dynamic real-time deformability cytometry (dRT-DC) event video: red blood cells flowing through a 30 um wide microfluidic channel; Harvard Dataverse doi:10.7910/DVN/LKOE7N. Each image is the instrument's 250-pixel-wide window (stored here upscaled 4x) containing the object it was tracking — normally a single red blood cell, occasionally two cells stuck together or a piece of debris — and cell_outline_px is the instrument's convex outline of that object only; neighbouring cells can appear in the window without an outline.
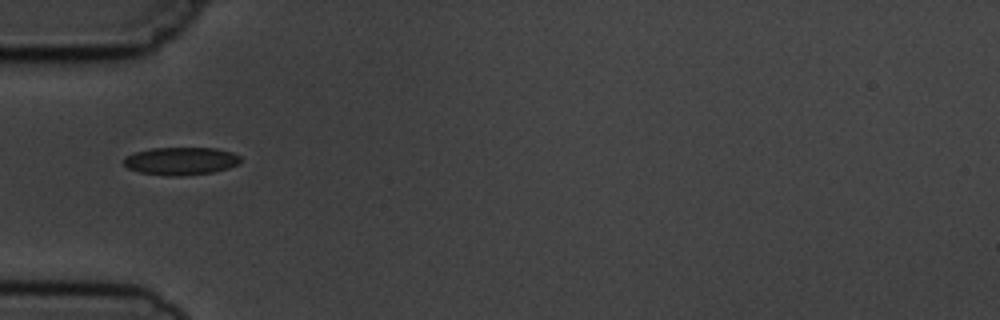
{"species": "common noctule bat (a hibernating species)", "species_latin": "Nyctalus noctula", "temperature_condition": "cold", "stored_images_in_passage": 8, "camera_frame_rate_fps": 3000, "um_per_image_px": 0.085, "animal": {"sex": "male", "body_mass_g": 19.5, "forearm_length_mm": 54.6}, "frame": {"image": 1, "passage_image": 6, "time_ms": 7.333, "image_size_px": [1000, 320], "cell_outline_px": [[240, 164], [228, 168], [212, 172], [180, 176], [168, 176], [140, 172], [128, 168], [124, 164], [124, 156], [136, 152], [152, 148], [216, 148], [232, 152], [240, 156]], "centroid_in_image_um": [15.38, 13.68], "position_along_channel_um": 69.6, "area_um2": 18.9}}
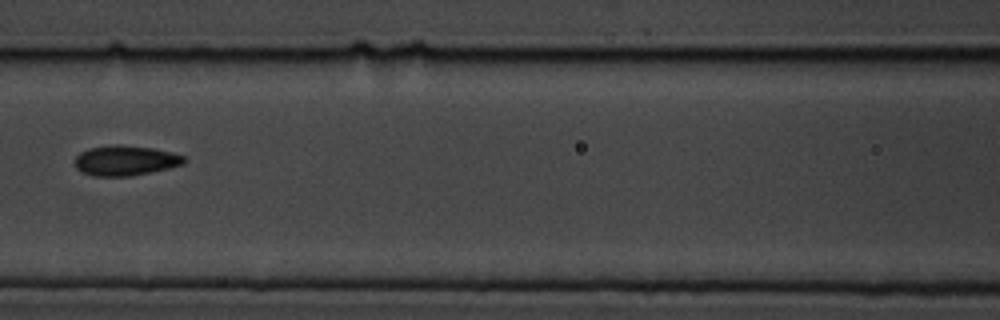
{"frame": {"image": 2, "passage_image": 8, "time_ms": 9.667, "image_size_px": [1000, 320], "cell_outline_px": [[188, 160], [184, 164], [168, 168], [132, 176], [92, 176], [80, 172], [76, 168], [76, 156], [80, 152], [88, 148], [112, 144], [120, 144], [152, 148], [172, 152], [184, 156]], "centroid_in_image_um": [10.65, 13.64], "position_along_channel_um": 155.9, "area_um2": 19.36}}